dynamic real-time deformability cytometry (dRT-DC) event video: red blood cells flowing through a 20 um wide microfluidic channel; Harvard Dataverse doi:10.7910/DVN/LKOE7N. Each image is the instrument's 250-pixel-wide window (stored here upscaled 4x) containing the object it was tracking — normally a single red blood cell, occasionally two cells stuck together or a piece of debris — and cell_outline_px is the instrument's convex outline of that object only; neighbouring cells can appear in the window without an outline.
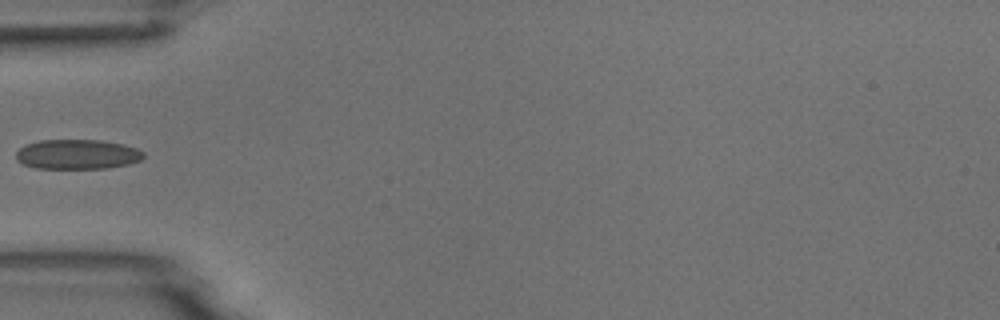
{"species": "common noctule bat (a hibernating species)", "species_latin": "Nyctalus noctula", "temperature_condition": "room temperature", "stored_images_in_passage": 6, "camera_frame_rate_fps": 3000, "um_per_image_px": 0.085, "animal": {"sex": "male", "body_mass_g": 18.8}, "frame": {"image": 1, "passage_image": 5, "time_ms": 4.667, "image_size_px": [1000, 320], "cell_outline_px": [[144, 156], [140, 160], [128, 164], [108, 168], [36, 168], [24, 164], [16, 160], [16, 152], [20, 148], [28, 144], [40, 140], [100, 140], [124, 144], [136, 148], [144, 152]], "centroid_in_image_um": [6.58, 13.11], "position_along_channel_um": 78.4, "area_um2": 22.02}}